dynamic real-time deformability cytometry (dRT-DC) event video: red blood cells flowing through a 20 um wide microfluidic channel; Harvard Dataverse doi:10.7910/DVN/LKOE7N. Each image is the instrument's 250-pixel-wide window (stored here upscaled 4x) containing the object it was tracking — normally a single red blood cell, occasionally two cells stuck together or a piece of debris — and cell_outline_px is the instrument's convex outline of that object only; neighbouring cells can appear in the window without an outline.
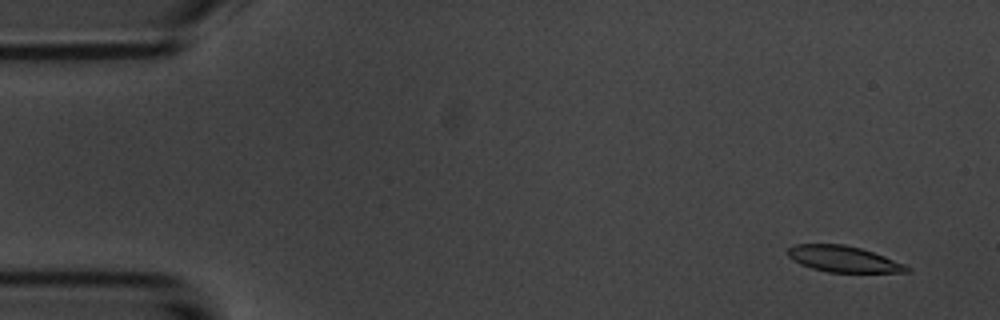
{"species": "common noctule bat (a hibernating species)", "species_latin": "Nyctalus noctula", "temperature_condition": "room temperature", "stored_images_in_passage": 5, "camera_frame_rate_fps": 3000, "um_per_image_px": 0.085, "animal": {"sex": "male", "body_mass_g": 20.1, "forearm_length_mm": 53.5}, "frame": {"image": 1, "passage_image": 2, "time_ms": 1.0, "image_size_px": [1000, 320], "cell_outline_px": [[912, 268], [908, 272], [828, 272], [812, 268], [800, 264], [788, 256], [788, 248], [796, 244], [844, 244], [860, 248], [884, 256], [904, 264]], "centroid_in_image_um": [71.69, 22.01], "position_along_channel_um": 13.3, "area_um2": 17.92}}
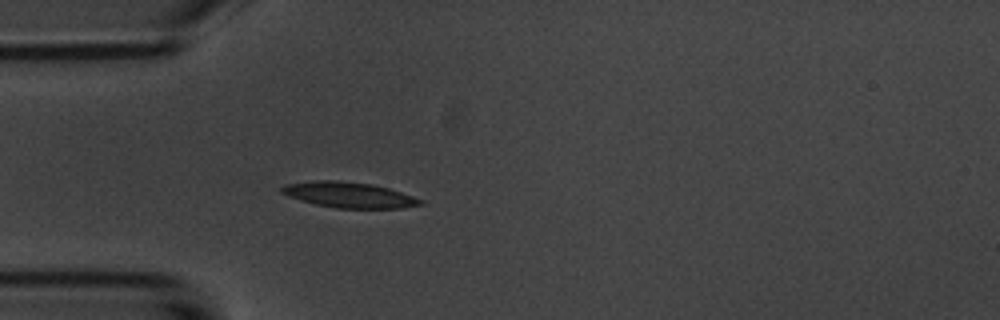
{"frame": {"image": 2, "passage_image": 5, "time_ms": 5.0, "image_size_px": [1000, 320], "cell_outline_px": [[424, 204], [400, 208], [336, 208], [316, 204], [300, 200], [288, 196], [280, 192], [280, 188], [284, 184], [316, 180], [340, 180], [372, 184], [388, 188], [424, 200]], "centroid_in_image_um": [29.64, 16.56], "position_along_channel_um": 55.4, "area_um2": 20.69}}